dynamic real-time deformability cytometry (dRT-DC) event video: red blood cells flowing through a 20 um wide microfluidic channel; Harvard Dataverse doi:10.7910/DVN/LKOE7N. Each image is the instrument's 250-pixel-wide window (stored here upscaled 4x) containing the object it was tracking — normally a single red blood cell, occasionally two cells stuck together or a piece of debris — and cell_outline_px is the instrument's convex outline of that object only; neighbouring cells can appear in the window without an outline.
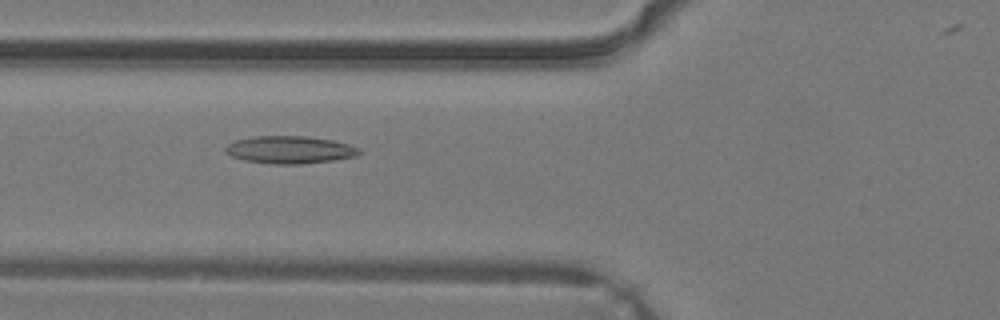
{"species": "common noctule bat (a hibernating species)", "species_latin": "Nyctalus noctula", "temperature_condition": "warm", "stored_images_in_passage": 29, "camera_frame_rate_fps": 3000, "um_per_image_px": 0.085, "animal": {"sex": "male", "body_mass_g": 19.2, "forearm_length_mm": 51.8}, "frame": {"image": 1, "passage_image": 7, "time_ms": 2.0, "image_size_px": [1000, 320], "cell_outline_px": [[364, 152], [356, 156], [332, 160], [300, 164], [272, 164], [244, 160], [232, 156], [224, 152], [224, 148], [228, 144], [236, 140], [252, 136], [304, 136], [332, 140], [348, 144], [360, 148]], "centroid_in_image_um": [24.63, 12.73], "position_along_channel_um": 101.2, "area_um2": 21.5}}
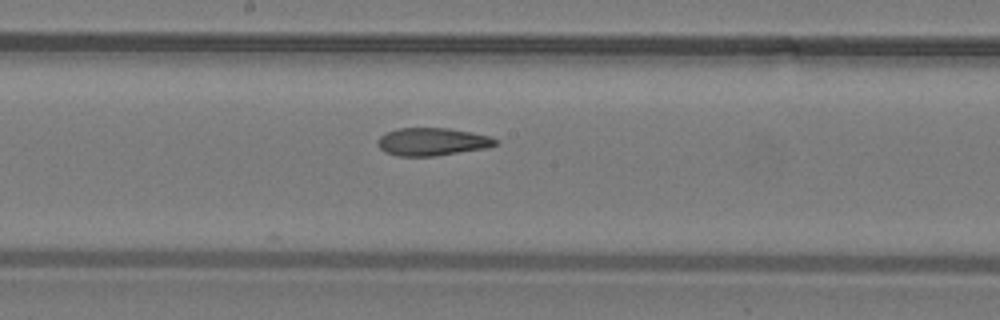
{"frame": {"image": 2, "passage_image": 13, "time_ms": 4.0, "image_size_px": [1000, 320], "cell_outline_px": [[500, 144], [484, 148], [436, 156], [396, 156], [384, 152], [376, 144], [376, 140], [380, 136], [396, 128], [448, 128], [472, 132], [492, 136], [500, 140]], "centroid_in_image_um": [36.75, 12.04], "position_along_channel_um": 211.4, "area_um2": 19.36}}
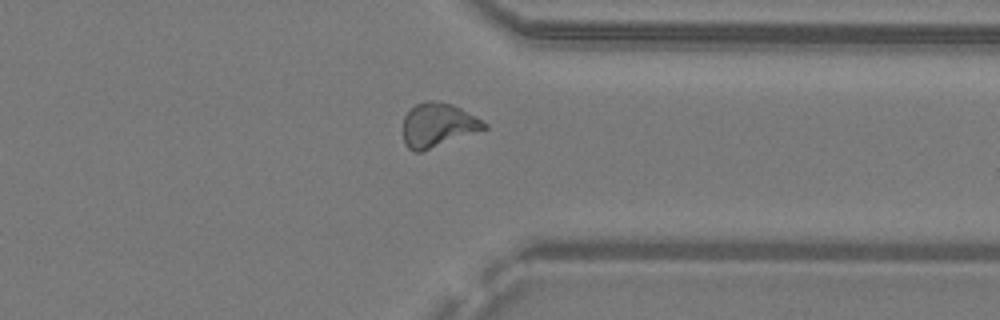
{"frame": {"image": 3, "passage_image": 22, "time_ms": 7.0, "image_size_px": [1000, 320], "cell_outline_px": [[488, 128], [420, 152], [412, 152], [404, 144], [404, 116], [416, 104], [428, 100], [436, 100], [452, 104], [460, 108], [488, 124]], "centroid_in_image_um": [37.21, 10.63], "position_along_channel_um": 374.2, "area_um2": 20.58}}